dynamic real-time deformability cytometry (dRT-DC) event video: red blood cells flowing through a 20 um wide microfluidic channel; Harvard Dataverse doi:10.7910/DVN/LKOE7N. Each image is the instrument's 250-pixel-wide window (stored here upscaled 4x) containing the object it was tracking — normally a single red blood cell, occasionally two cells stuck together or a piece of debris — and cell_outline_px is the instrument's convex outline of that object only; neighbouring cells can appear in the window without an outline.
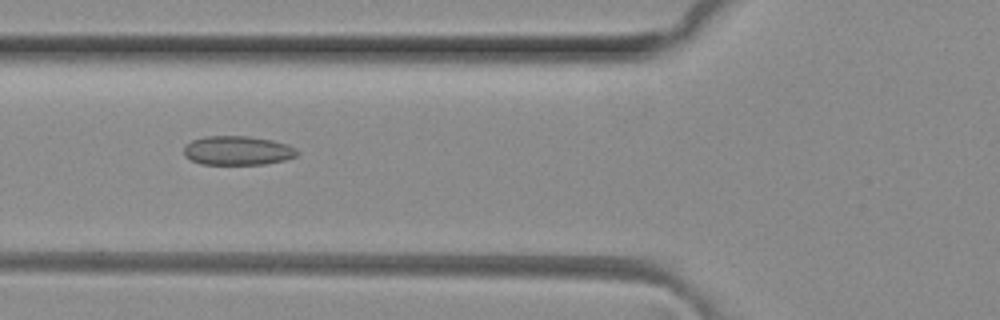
{"species": "common noctule bat (a hibernating species)", "species_latin": "Nyctalus noctula", "temperature_condition": "room temperature", "stored_images_in_passage": 7, "camera_frame_rate_fps": 3000, "um_per_image_px": 0.085, "animal": {"sex": "female", "body_mass_g": 29.2, "forearm_length_mm": 56.3}, "frame": {"image": 1, "passage_image": 6, "time_ms": 1.667, "image_size_px": [1000, 320], "cell_outline_px": [[300, 152], [296, 156], [284, 160], [264, 164], [200, 164], [184, 156], [184, 148], [192, 140], [204, 136], [248, 136], [272, 140], [288, 144], [296, 148]], "centroid_in_image_um": [20.21, 12.79], "position_along_channel_um": 105.6, "area_um2": 19.25}}
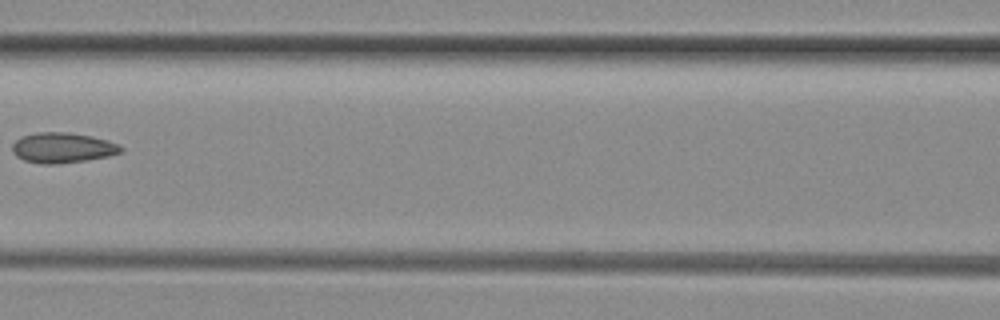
{"frame": {"image": 2, "passage_image": 7, "time_ms": 2.0, "image_size_px": [1000, 320], "cell_outline_px": [[124, 148], [120, 152], [108, 156], [88, 160], [52, 164], [40, 164], [24, 160], [16, 156], [12, 152], [12, 144], [20, 136], [36, 132], [68, 132], [92, 136], [108, 140], [120, 144]], "centroid_in_image_um": [5.31, 12.55], "position_along_channel_um": 161.3, "area_um2": 19.36}}